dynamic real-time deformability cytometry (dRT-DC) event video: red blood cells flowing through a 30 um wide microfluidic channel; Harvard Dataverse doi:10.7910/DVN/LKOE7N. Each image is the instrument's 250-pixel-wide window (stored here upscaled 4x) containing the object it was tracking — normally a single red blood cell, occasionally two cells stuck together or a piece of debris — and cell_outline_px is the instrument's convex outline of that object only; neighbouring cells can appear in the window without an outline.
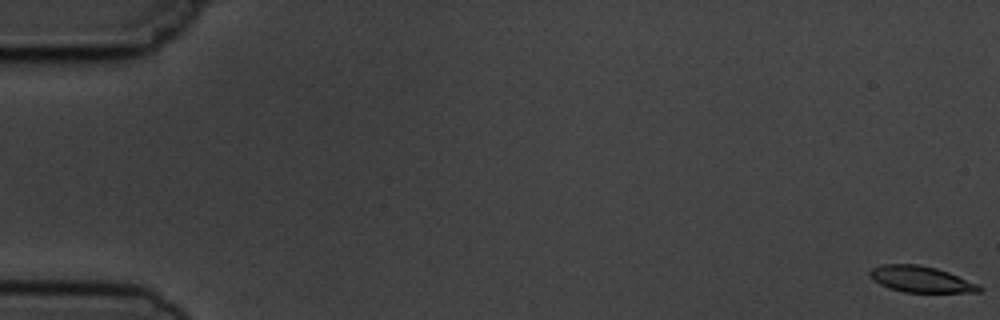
{"species": "common noctule bat (a hibernating species)", "species_latin": "Nyctalus noctula", "temperature_condition": "cold", "stored_images_in_passage": 12, "camera_frame_rate_fps": 3000, "um_per_image_px": 0.085, "animal": {"sex": "male", "body_mass_g": 19.5, "forearm_length_mm": 54.6}, "frame": {"image": 1, "passage_image": 1, "time_ms": 0.0, "image_size_px": [1000, 320], "cell_outline_px": [[984, 288], [980, 292], [904, 292], [888, 288], [880, 284], [868, 276], [868, 272], [872, 268], [884, 264], [920, 264], [936, 268], [948, 272], [980, 284]], "centroid_in_image_um": [78.29, 23.73], "position_along_channel_um": 6.7, "area_um2": 16.82}}
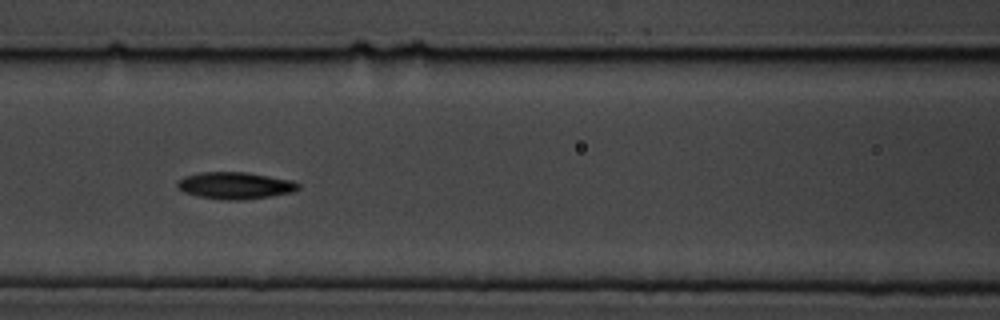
{"frame": {"image": 2, "passage_image": 8, "time_ms": 8.0, "image_size_px": [1000, 320], "cell_outline_px": [[300, 188], [292, 192], [244, 200], [224, 200], [200, 196], [184, 192], [176, 184], [184, 176], [200, 172], [248, 172], [292, 180], [300, 184]], "centroid_in_image_um": [20.01, 15.76], "position_along_channel_um": 146.6, "area_um2": 18.84}}
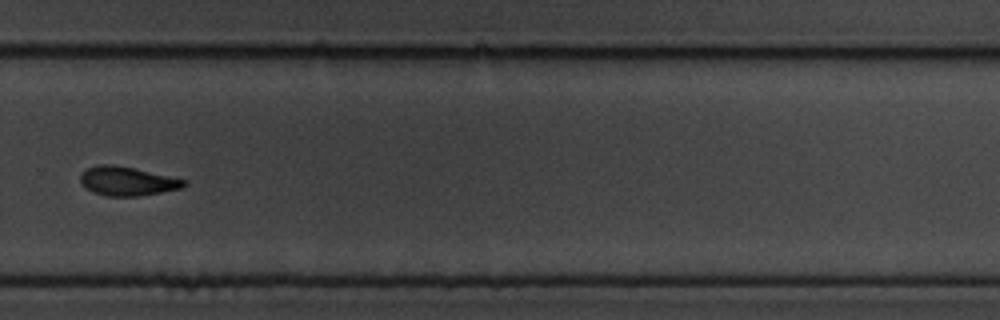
{"frame": {"image": 3, "passage_image": 12, "time_ms": 12.667, "image_size_px": [1000, 320], "cell_outline_px": [[188, 184], [180, 188], [160, 192], [136, 196], [104, 196], [92, 192], [80, 184], [80, 176], [88, 168], [100, 164], [112, 164], [132, 168], [188, 180]], "centroid_in_image_um": [10.79, 15.4], "position_along_channel_um": 319.0, "area_um2": 17.34}}